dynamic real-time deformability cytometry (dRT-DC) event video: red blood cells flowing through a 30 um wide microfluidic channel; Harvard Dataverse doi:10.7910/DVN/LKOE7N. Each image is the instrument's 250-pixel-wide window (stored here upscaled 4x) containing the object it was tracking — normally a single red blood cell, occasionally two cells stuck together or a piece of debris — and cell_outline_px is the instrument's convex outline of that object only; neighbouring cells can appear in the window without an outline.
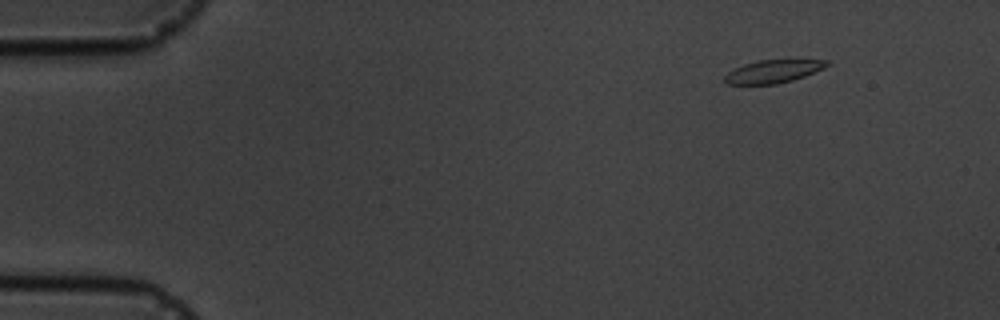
{"species": "common noctule bat (a hibernating species)", "species_latin": "Nyctalus noctula", "temperature_condition": "cold", "stored_images_in_passage": 3, "camera_frame_rate_fps": 3000, "um_per_image_px": 0.085, "animal": {"sex": "male", "body_mass_g": 19.5, "forearm_length_mm": 54.6}, "frame": {"image": 1, "passage_image": 1, "time_ms": 0.0, "image_size_px": [1000, 320], "cell_outline_px": [[828, 64], [824, 68], [804, 76], [792, 80], [776, 84], [728, 84], [724, 80], [724, 76], [728, 72], [744, 64], [760, 60], [828, 60]], "centroid_in_image_um": [65.7, 6.07], "position_along_channel_um": 19.3, "area_um2": 13.41}}
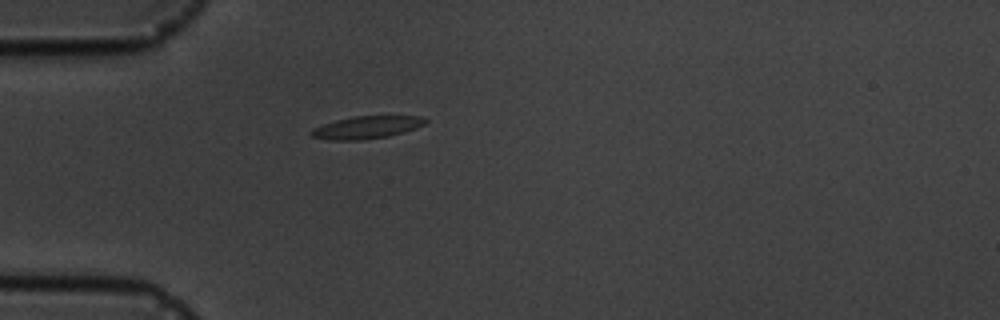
{"frame": {"image": 2, "passage_image": 3, "time_ms": 3.333, "image_size_px": [1000, 320], "cell_outline_px": [[428, 120], [424, 124], [416, 128], [404, 132], [388, 136], [364, 140], [328, 140], [312, 136], [312, 128], [336, 120], [356, 116], [424, 116]], "centroid_in_image_um": [31.2, 10.83], "position_along_channel_um": 53.8, "area_um2": 14.91}}